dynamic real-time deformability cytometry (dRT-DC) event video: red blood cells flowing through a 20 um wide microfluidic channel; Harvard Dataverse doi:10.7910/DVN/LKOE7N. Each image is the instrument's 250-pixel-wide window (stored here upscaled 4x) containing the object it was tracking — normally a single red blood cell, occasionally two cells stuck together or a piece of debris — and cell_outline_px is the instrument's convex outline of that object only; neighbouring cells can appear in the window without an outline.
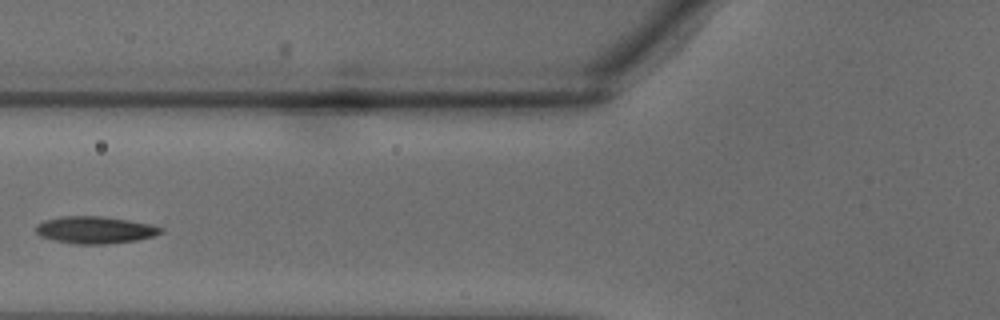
{"species": "common noctule bat (a hibernating species)", "species_latin": "Nyctalus noctula", "temperature_condition": "warm", "stored_images_in_passage": 29, "camera_frame_rate_fps": 3000, "um_per_image_px": 0.085, "animal": {"sex": "male", "body_mass_g": 18.8}, "frame": {"image": 1, "passage_image": 7, "time_ms": 2.0, "image_size_px": [1000, 320], "cell_outline_px": [[164, 232], [152, 236], [136, 240], [108, 244], [76, 244], [52, 240], [40, 236], [36, 232], [36, 224], [44, 220], [60, 216], [104, 216], [152, 224], [164, 228]], "centroid_in_image_um": [8.07, 19.54], "position_along_channel_um": 117.7, "area_um2": 19.94}}
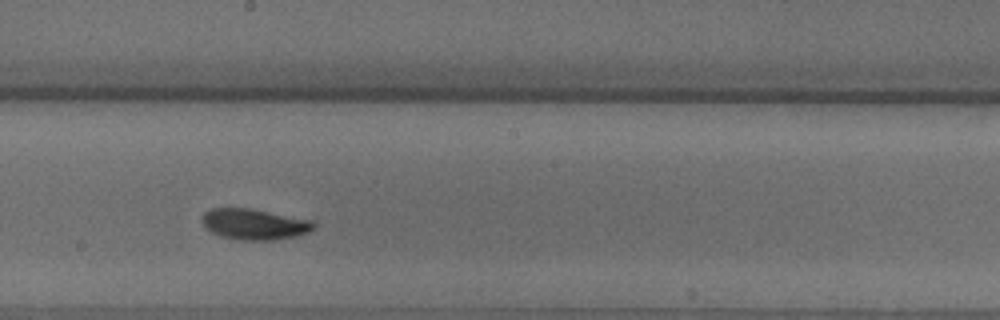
{"frame": {"image": 2, "passage_image": 13, "time_ms": 4.0, "image_size_px": [1000, 320], "cell_outline_px": [[316, 224], [308, 232], [296, 236], [276, 240], [244, 240], [224, 236], [212, 232], [204, 228], [200, 220], [204, 212], [212, 208], [252, 208], [312, 220]], "centroid_in_image_um": [21.6, 19.04], "position_along_channel_um": 226.6, "area_um2": 20.11}}
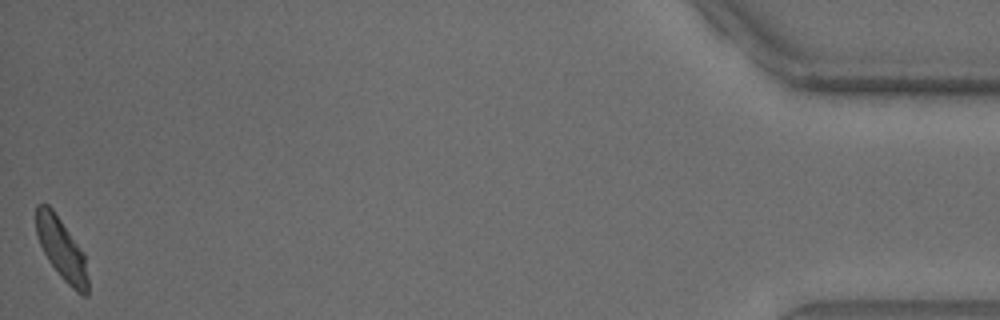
{"frame": {"image": 3, "passage_image": 29, "time_ms": 9.333, "image_size_px": [1000, 320], "cell_outline_px": [[88, 296], [84, 296], [76, 292], [60, 276], [48, 260], [40, 244], [36, 232], [36, 204], [48, 204], [52, 208], [84, 252], [88, 280]], "centroid_in_image_um": [5.24, 21.17], "position_along_channel_um": 430.0, "area_um2": 18.55}}